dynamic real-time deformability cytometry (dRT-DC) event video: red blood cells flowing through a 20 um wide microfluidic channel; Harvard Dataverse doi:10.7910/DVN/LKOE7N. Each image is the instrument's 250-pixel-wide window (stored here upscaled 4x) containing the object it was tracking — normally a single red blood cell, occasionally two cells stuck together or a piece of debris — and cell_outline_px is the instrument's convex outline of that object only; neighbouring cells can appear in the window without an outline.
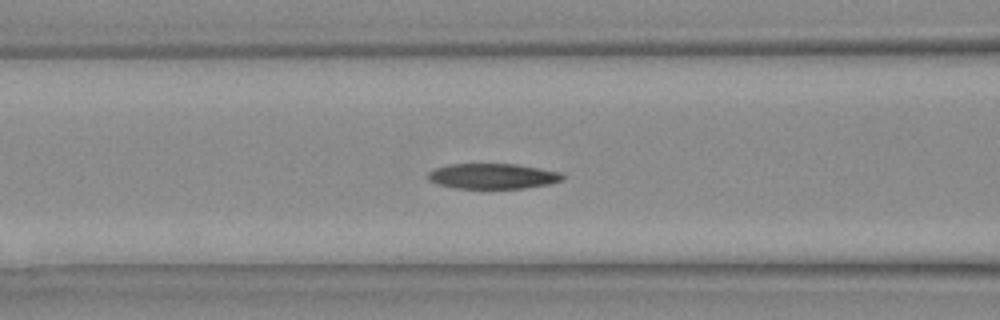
{"species": "Egyptian fruit bat (a non-hibernating species)", "species_latin": "Rousettus aegyptiacus", "temperature_condition": "warm", "stored_images_in_passage": 32, "camera_frame_rate_fps": 3000, "um_per_image_px": 0.085, "animal": {"sex": "female"}, "frame": {"image": 1, "passage_image": 14, "time_ms": 4.333, "image_size_px": [1000, 320], "cell_outline_px": [[564, 180], [548, 184], [524, 188], [456, 188], [436, 184], [428, 180], [428, 172], [436, 168], [448, 164], [516, 164], [540, 168], [560, 172], [564, 176]], "centroid_in_image_um": [41.87, 14.97], "position_along_channel_um": 124.7, "area_um2": 19.88}}